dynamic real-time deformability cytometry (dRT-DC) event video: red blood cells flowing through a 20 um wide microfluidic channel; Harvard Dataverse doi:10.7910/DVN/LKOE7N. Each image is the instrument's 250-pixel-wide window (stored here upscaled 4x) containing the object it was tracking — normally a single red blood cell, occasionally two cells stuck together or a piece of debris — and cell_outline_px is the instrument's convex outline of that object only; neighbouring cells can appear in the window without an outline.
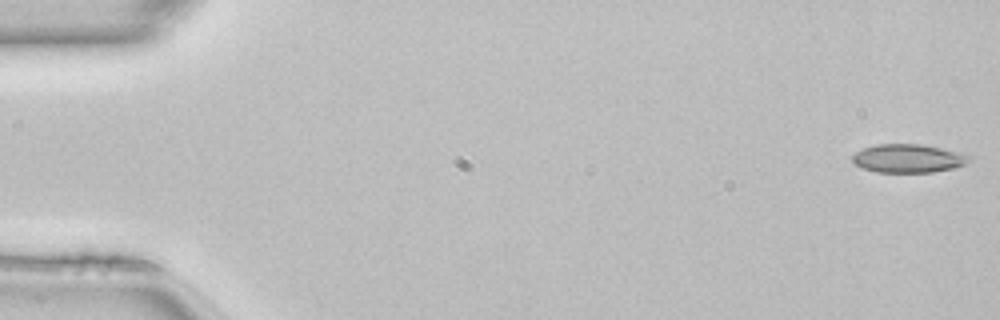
{"species": "common noctule bat (a hibernating species)", "species_latin": "Nyctalus noctula", "temperature_condition": "room temperature", "stored_images_in_passage": 49, "camera_frame_rate_fps": 3000, "um_per_image_px": 0.085, "animal": {"sex": "female", "body_mass_g": 22.7, "forearm_length_mm": 54.2}, "frame": {"image": 1, "passage_image": 1, "time_ms": 0.0, "image_size_px": [1000, 320], "cell_outline_px": [[972, 160], [964, 164], [952, 168], [932, 172], [876, 172], [864, 168], [856, 164], [852, 160], [852, 156], [856, 152], [864, 148], [876, 144], [920, 144], [940, 148], [972, 156]], "centroid_in_image_um": [77.19, 13.46], "position_along_channel_um": 7.8, "area_um2": 19.13}}
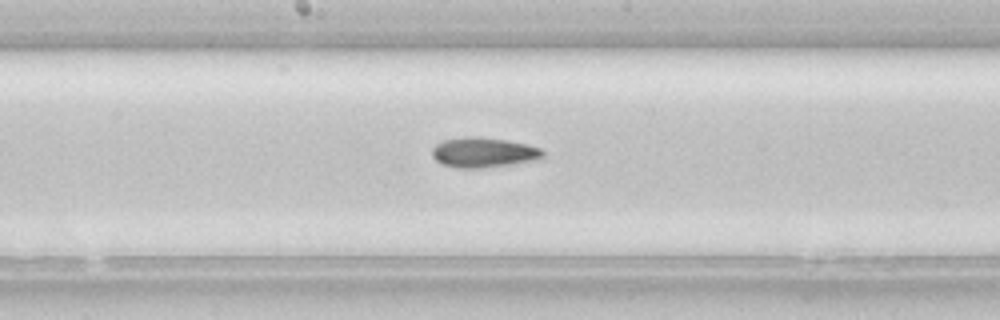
{"frame": {"image": 2, "passage_image": 26, "time_ms": 8.333, "image_size_px": [1000, 320], "cell_outline_px": [[544, 156], [536, 160], [480, 168], [456, 168], [440, 164], [432, 156], [432, 148], [436, 144], [444, 140], [468, 136], [476, 136], [508, 140], [528, 144], [540, 148], [544, 152]], "centroid_in_image_um": [41.08, 12.95], "position_along_channel_um": 207.1, "area_um2": 19.42}}
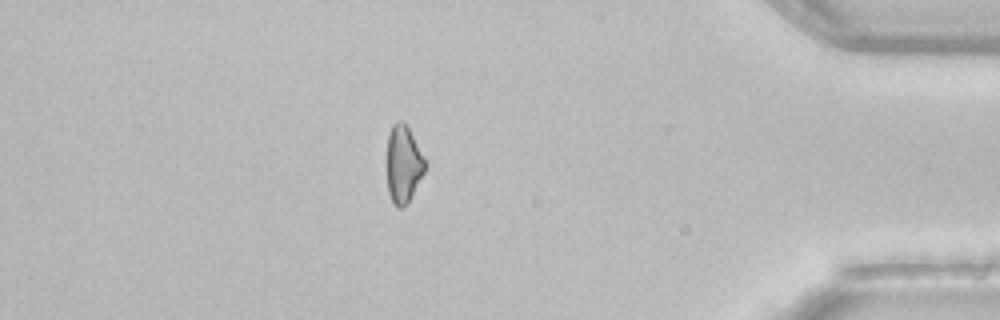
{"frame": {"image": 3, "passage_image": 43, "time_ms": 14.0, "image_size_px": [1000, 320], "cell_outline_px": [[424, 172], [408, 204], [404, 208], [396, 208], [388, 192], [388, 136], [392, 124], [396, 120], [404, 120], [408, 124], [424, 160]], "centroid_in_image_um": [34.28, 13.94], "position_along_channel_um": 400.9, "area_um2": 17.11}}